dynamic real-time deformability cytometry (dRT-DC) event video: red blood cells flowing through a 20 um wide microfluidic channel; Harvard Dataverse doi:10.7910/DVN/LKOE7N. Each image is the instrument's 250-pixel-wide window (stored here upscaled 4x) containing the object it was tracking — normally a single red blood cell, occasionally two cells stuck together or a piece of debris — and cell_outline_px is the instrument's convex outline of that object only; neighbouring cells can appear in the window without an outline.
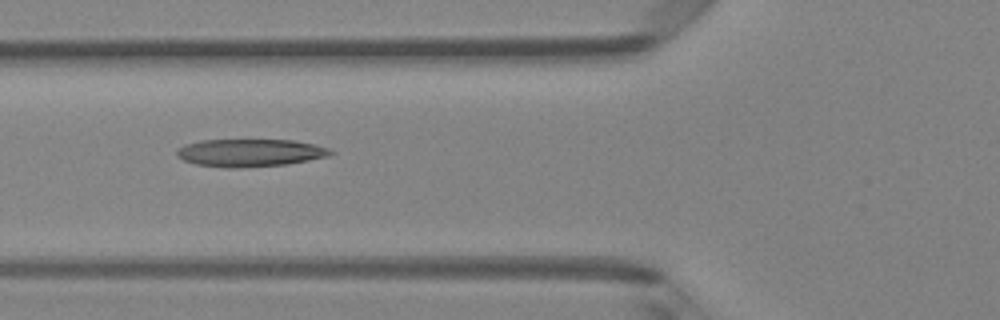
{"species": "Egyptian fruit bat (a non-hibernating species)", "species_latin": "Rousettus aegyptiacus", "temperature_condition": "room temperature", "stored_images_in_passage": 9, "camera_frame_rate_fps": 3000, "um_per_image_px": 0.085, "animal": {"sex": "female"}, "frame": {"image": 1, "passage_image": 6, "time_ms": 1.667, "image_size_px": [1000, 320], "cell_outline_px": [[336, 152], [328, 156], [288, 164], [240, 168], [224, 168], [196, 164], [184, 160], [176, 156], [176, 148], [184, 144], [200, 140], [292, 140], [312, 144], [328, 148]], "centroid_in_image_um": [21.2, 12.99], "position_along_channel_um": 104.6, "area_um2": 24.91}}
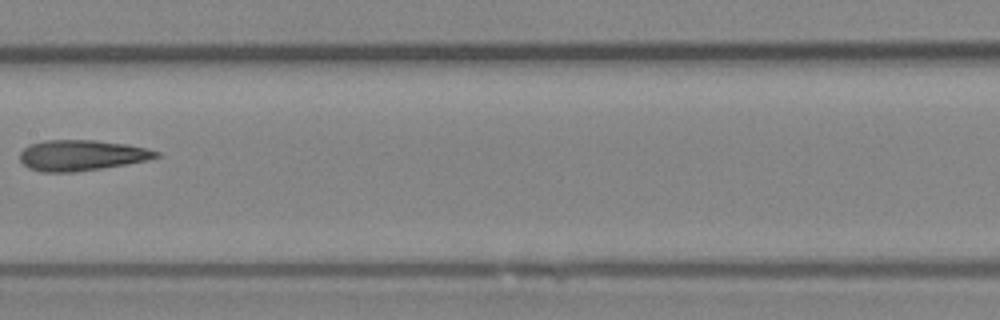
{"frame": {"image": 2, "passage_image": 8, "time_ms": 2.333, "image_size_px": [1000, 320], "cell_outline_px": [[160, 156], [148, 160], [100, 168], [72, 172], [40, 172], [28, 168], [20, 160], [20, 152], [28, 144], [44, 140], [96, 140], [124, 144], [148, 148], [160, 152]], "centroid_in_image_um": [6.9, 13.19], "position_along_channel_um": 200.5, "area_um2": 24.33}}
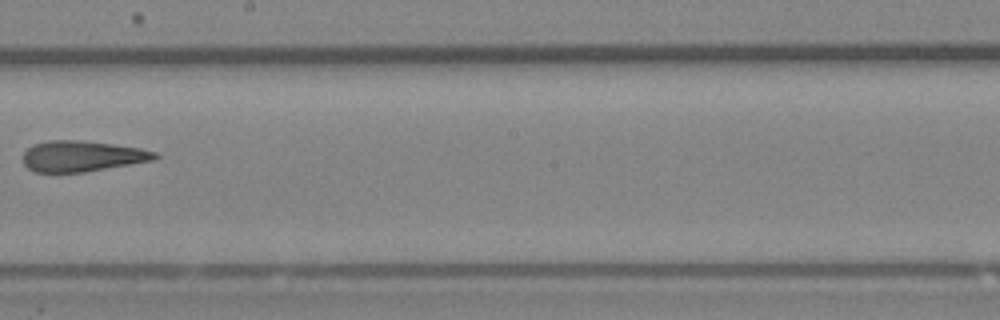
{"frame": {"image": 3, "passage_image": 9, "time_ms": 2.667, "image_size_px": [1000, 320], "cell_outline_px": [[160, 156], [156, 160], [84, 172], [36, 172], [28, 168], [24, 164], [24, 152], [32, 144], [48, 140], [80, 140], [112, 144], [140, 148], [156, 152]], "centroid_in_image_um": [6.99, 13.27], "position_along_channel_um": 241.2, "area_um2": 23.7}}